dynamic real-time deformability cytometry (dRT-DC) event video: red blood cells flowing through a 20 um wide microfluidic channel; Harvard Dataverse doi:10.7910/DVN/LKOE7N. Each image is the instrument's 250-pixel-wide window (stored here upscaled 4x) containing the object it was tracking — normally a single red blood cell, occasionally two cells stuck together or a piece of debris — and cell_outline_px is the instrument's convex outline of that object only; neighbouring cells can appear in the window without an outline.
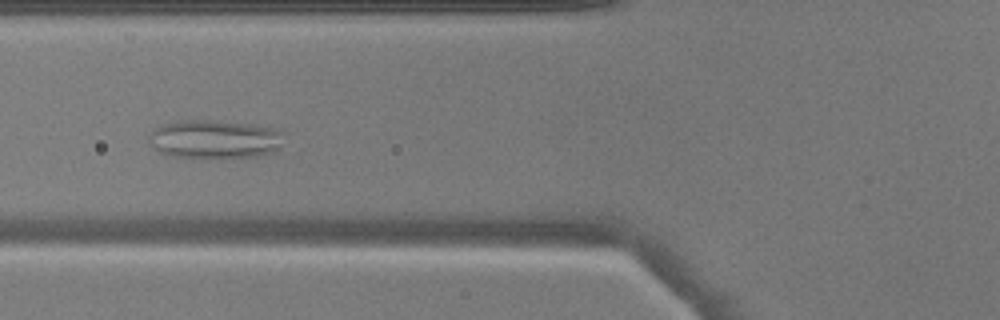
{"species": "common noctule bat (a hibernating species)", "species_latin": "Nyctalus noctula", "temperature_condition": "warm", "stored_images_in_passage": 26, "camera_frame_rate_fps": 3000, "um_per_image_px": 0.085, "animal": {"sex": "male", "body_mass_g": 17.9}, "frame": {"image": 1, "passage_image": 18, "time_ms": 5.667, "image_size_px": [1000, 320], "cell_outline_px": [[284, 132], [280, 148], [276, 152], [260, 156], [172, 156], [160, 152], [148, 140], [148, 136], [156, 128], [164, 124], [180, 120], [208, 120], [248, 124], [272, 128]], "centroid_in_image_um": [18.28, 11.81], "position_along_channel_um": 107.5, "area_um2": 29.71}}
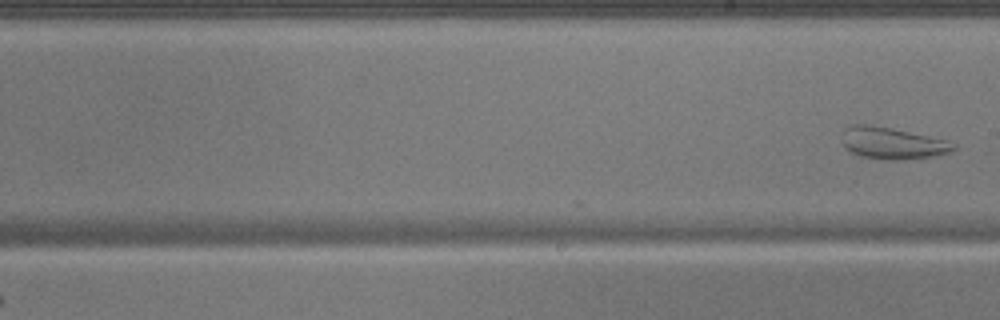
{"frame": {"image": 2, "passage_image": 26, "time_ms": 8.333, "image_size_px": [1000, 320], "cell_outline_px": [[956, 148], [948, 152], [936, 156], [904, 160], [888, 160], [860, 156], [844, 148], [840, 140], [844, 128], [852, 124], [864, 124], [892, 128], [948, 140], [956, 144]], "centroid_in_image_um": [75.82, 12.17], "position_along_channel_um": 213.2, "area_um2": 20.92}}